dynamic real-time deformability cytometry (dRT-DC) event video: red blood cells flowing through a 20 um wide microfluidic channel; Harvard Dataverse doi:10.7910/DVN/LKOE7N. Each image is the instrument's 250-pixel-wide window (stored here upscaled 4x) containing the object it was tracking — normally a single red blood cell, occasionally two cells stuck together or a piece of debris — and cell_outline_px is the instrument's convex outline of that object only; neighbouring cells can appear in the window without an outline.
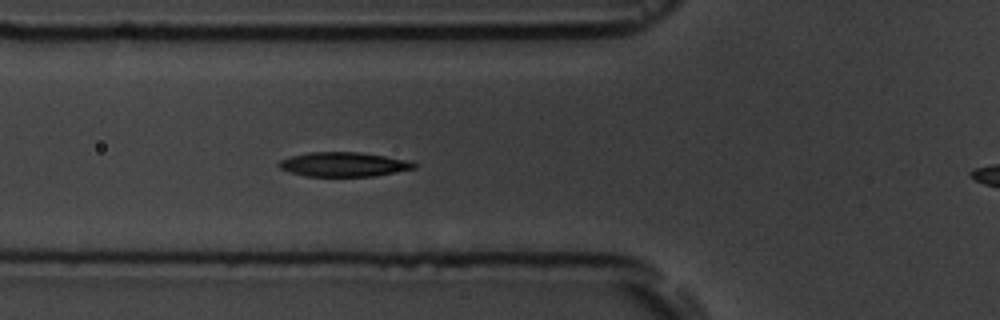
{"species": "common noctule bat (a hibernating species)", "species_latin": "Nyctalus noctula", "temperature_condition": "room temperature", "stored_images_in_passage": 3, "camera_frame_rate_fps": 3000, "um_per_image_px": 0.085, "animal": {"sex": "male", "body_mass_g": 19.5, "forearm_length_mm": 54.6}, "frame": {"image": 1, "passage_image": 2, "time_ms": 1.0, "image_size_px": [1000, 320], "cell_outline_px": [[416, 168], [376, 176], [304, 176], [280, 168], [276, 164], [280, 160], [292, 156], [308, 152], [360, 152], [384, 156], [404, 160], [416, 164]], "centroid_in_image_um": [29.18, 13.97], "position_along_channel_um": 96.6, "area_um2": 19.02}}